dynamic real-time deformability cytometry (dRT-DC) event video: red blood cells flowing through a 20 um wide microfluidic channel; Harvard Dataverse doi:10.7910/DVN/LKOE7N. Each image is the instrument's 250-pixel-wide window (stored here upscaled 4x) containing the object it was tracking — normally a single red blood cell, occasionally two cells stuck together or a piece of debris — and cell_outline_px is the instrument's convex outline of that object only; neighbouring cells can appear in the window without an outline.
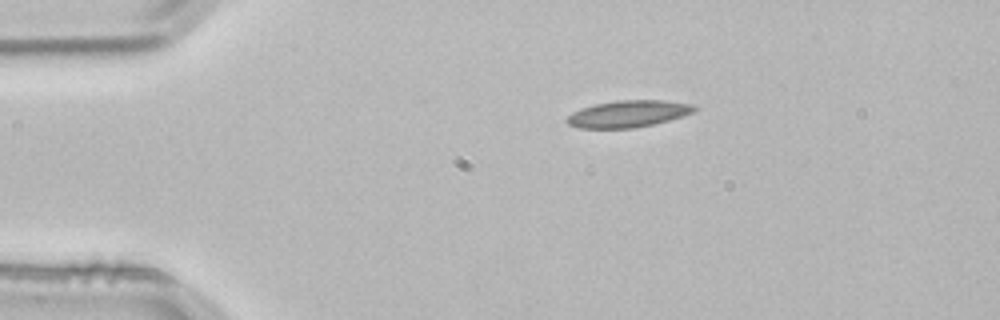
{"species": "common noctule bat (a hibernating species)", "species_latin": "Nyctalus noctula", "temperature_condition": "room temperature", "stored_images_in_passage": 3, "segment_of_instrument_passage": [1, 2], "camera_frame_rate_fps": 3000, "um_per_image_px": 0.085, "animal": {"sex": "male", "body_mass_g": 21.5, "forearm_length_mm": 52.0}, "frame": {"image": 1, "passage_image": 1, "time_ms": 0.0, "image_size_px": [1000, 320], "cell_outline_px": [[696, 108], [692, 112], [684, 116], [652, 124], [632, 128], [580, 128], [568, 124], [564, 120], [572, 112], [580, 108], [596, 104], [620, 100], [664, 100], [696, 104]], "centroid_in_image_um": [53.39, 9.67], "position_along_channel_um": 31.6, "area_um2": 19.88}}